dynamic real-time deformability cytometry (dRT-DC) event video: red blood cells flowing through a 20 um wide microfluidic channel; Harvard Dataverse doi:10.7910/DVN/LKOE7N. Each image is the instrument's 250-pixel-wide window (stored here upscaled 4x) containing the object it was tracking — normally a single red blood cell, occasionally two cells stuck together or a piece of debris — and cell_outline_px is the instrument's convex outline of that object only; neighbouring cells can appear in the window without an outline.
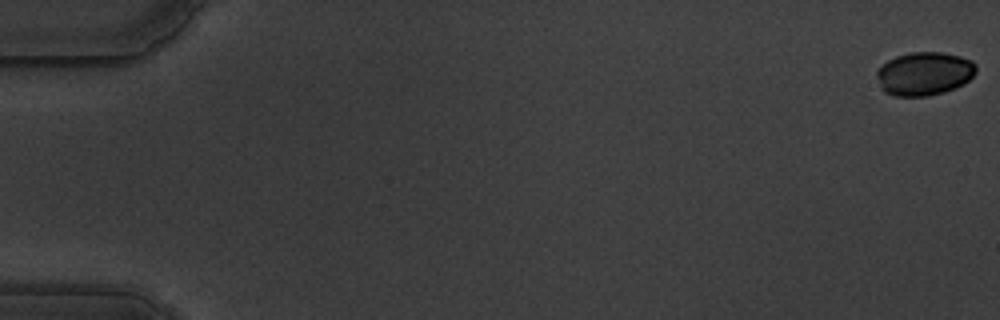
{"species": "common noctule bat (a hibernating species)", "species_latin": "Nyctalus noctula", "temperature_condition": "warm", "stored_images_in_passage": 14, "camera_frame_rate_fps": 3000, "um_per_image_px": 0.085, "animal": {"sex": "male", "body_mass_g": 19.5, "forearm_length_mm": 54.6}, "frame": {"image": 1, "passage_image": 1, "time_ms": 0.0, "image_size_px": [1000, 320], "cell_outline_px": [[976, 72], [964, 84], [956, 88], [944, 92], [928, 96], [892, 96], [884, 92], [876, 76], [876, 72], [888, 60], [896, 56], [912, 52], [940, 52], [960, 56], [972, 60], [976, 64]], "centroid_in_image_um": [78.58, 6.27], "position_along_channel_um": 6.4, "area_um2": 25.2}}